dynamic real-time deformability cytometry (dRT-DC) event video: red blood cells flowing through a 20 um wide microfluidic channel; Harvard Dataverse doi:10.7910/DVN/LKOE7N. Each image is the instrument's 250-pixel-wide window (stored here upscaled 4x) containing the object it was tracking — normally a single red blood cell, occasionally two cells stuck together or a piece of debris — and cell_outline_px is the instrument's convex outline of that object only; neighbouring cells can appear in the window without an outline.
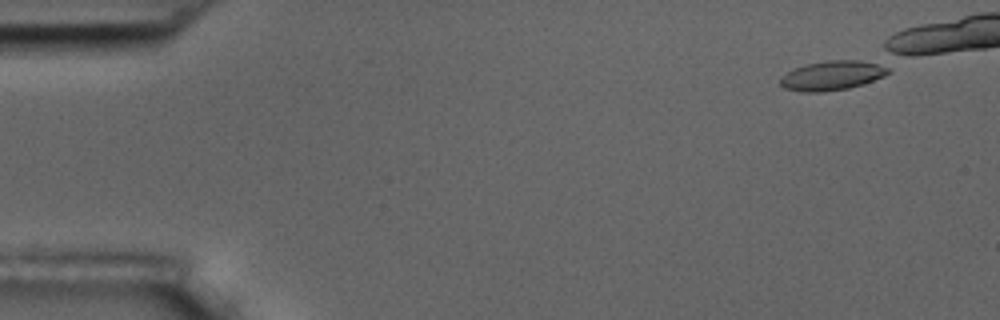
{"species": "common noctule bat (a hibernating species)", "species_latin": "Nyctalus noctula", "temperature_condition": "room temperature", "stored_images_in_passage": 16, "camera_frame_rate_fps": 3000, "um_per_image_px": 0.085, "animal": {"sex": "male", "body_mass_g": 17.5, "forearm_length_mm": 52.3}, "frame": {"image": 1, "passage_image": 1, "time_ms": 0.0, "image_size_px": [1000, 320], "cell_outline_px": [[888, 72], [884, 76], [864, 84], [848, 88], [820, 92], [800, 92], [784, 88], [780, 84], [780, 80], [792, 68], [804, 64], [828, 60], [860, 60], [888, 64]], "centroid_in_image_um": [70.76, 6.4], "position_along_channel_um": 14.2, "area_um2": 18.73}}
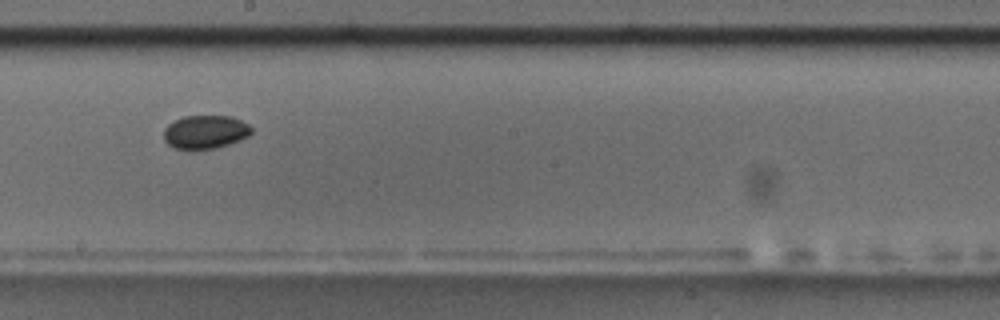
{"frame": {"image": 2, "passage_image": 10, "time_ms": 11.333, "image_size_px": [1000, 320], "cell_outline_px": [[252, 132], [248, 136], [240, 140], [216, 148], [192, 152], [176, 148], [168, 144], [164, 140], [164, 128], [168, 124], [184, 116], [232, 116], [248, 124], [252, 128]], "centroid_in_image_um": [17.43, 11.25], "position_along_channel_um": 230.8, "area_um2": 17.46}, "authors_computed_cell_mechanics": {"area_um2": 17.4556, "velocity_mm_per_s": 3.6057, "shape_relaxation_time_tau1_ms": 7.9424, "shape_relaxation_time_tau2_ms": null, "deformation_change_tau1": 0.247, "deformation_change_tau2": null}}